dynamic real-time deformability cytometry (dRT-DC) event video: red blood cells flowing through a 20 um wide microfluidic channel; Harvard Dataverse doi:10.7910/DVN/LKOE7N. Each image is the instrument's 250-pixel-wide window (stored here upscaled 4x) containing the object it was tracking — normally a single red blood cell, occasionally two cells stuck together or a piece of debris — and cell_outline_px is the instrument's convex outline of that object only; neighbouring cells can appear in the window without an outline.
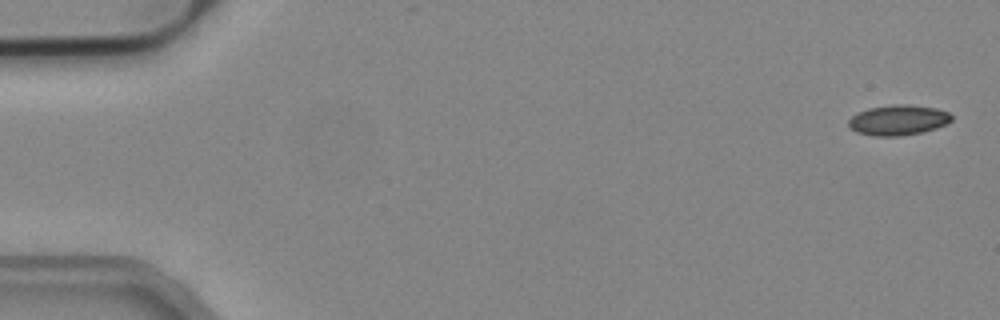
{"species": "common noctule bat (a hibernating species)", "species_latin": "Nyctalus noctula", "temperature_condition": "cold", "stored_images_in_passage": 16, "camera_frame_rate_fps": 3000, "um_per_image_px": 0.085, "animal": {"sex": "male", "body_mass_g": 19.2, "forearm_length_mm": 51.8}, "frame": {"image": 1, "passage_image": 1, "time_ms": 0.0, "image_size_px": [1000, 320], "cell_outline_px": [[952, 120], [948, 124], [936, 128], [920, 132], [900, 136], [872, 136], [856, 132], [848, 128], [848, 120], [856, 112], [868, 108], [896, 104], [908, 104], [936, 108], [948, 112], [952, 116]], "centroid_in_image_um": [76.32, 10.2], "position_along_channel_um": 8.7, "area_um2": 18.38}}
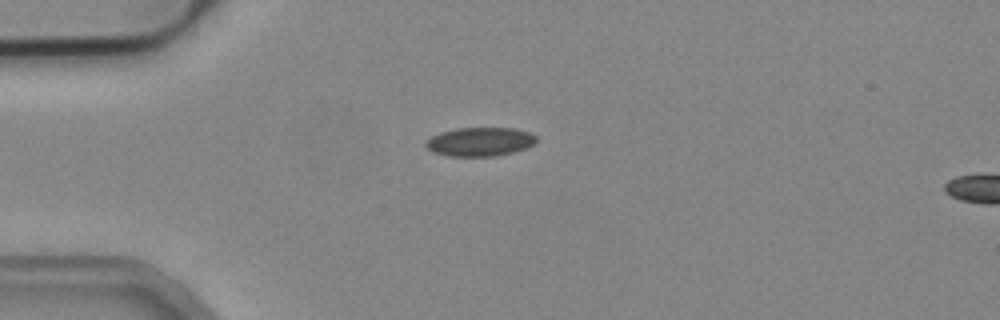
{"frame": {"image": 2, "passage_image": 13, "time_ms": 4.0, "image_size_px": [1000, 320], "cell_outline_px": [[536, 140], [532, 144], [524, 148], [512, 152], [496, 156], [448, 156], [432, 152], [424, 144], [432, 136], [440, 132], [456, 128], [512, 128], [528, 132], [536, 136]], "centroid_in_image_um": [40.75, 12.05], "position_along_channel_um": 44.2, "area_um2": 18.38}}